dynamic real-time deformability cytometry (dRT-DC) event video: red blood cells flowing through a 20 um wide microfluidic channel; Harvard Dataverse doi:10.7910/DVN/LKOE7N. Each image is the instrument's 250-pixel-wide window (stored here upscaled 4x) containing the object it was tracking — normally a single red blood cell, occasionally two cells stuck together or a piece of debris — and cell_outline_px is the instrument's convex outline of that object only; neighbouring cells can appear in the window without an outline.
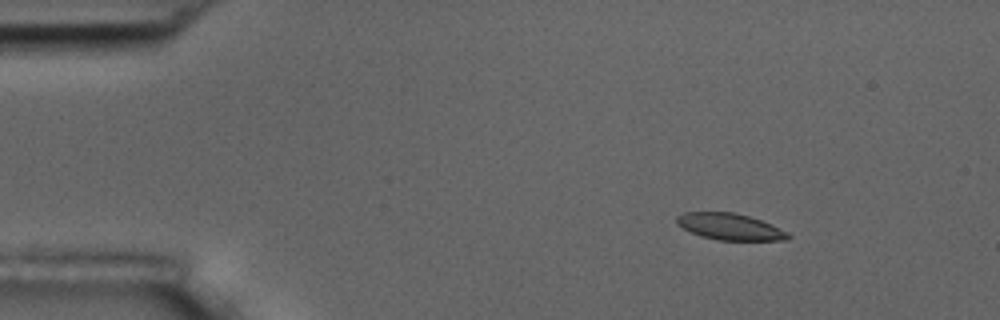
{"species": "common noctule bat (a hibernating species)", "species_latin": "Nyctalus noctula", "temperature_condition": "room temperature", "stored_images_in_passage": 9, "camera_frame_rate_fps": 3000, "um_per_image_px": 0.085, "animal": {"sex": "male", "body_mass_g": 17.5, "forearm_length_mm": 52.3}, "frame": {"image": 1, "passage_image": 2, "time_ms": 2.333, "image_size_px": [1000, 320], "cell_outline_px": [[792, 236], [788, 240], [716, 240], [700, 236], [676, 224], [676, 216], [684, 212], [732, 212], [748, 216], [760, 220], [788, 232]], "centroid_in_image_um": [62.02, 19.27], "position_along_channel_um": 23.0, "area_um2": 17.11}}
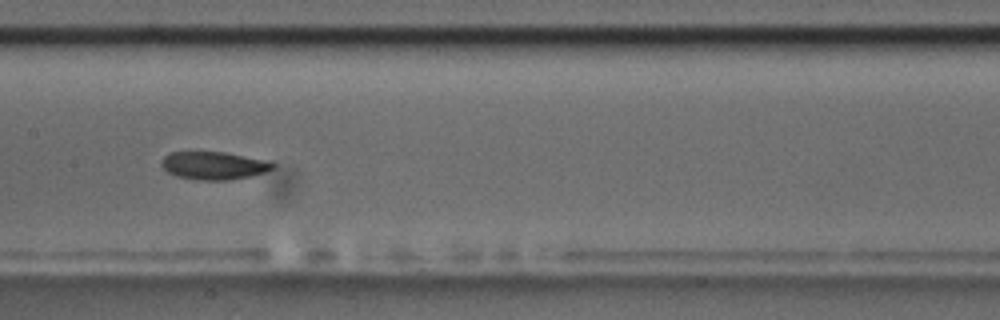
{"frame": {"image": 2, "passage_image": 8, "time_ms": 9.0, "image_size_px": [1000, 320], "cell_outline_px": [[276, 164], [272, 168], [264, 172], [252, 176], [228, 180], [200, 180], [176, 176], [168, 172], [160, 164], [160, 160], [164, 156], [172, 152], [224, 152], [268, 160]], "centroid_in_image_um": [18.17, 14.07], "position_along_channel_um": 189.2, "area_um2": 18.09}}
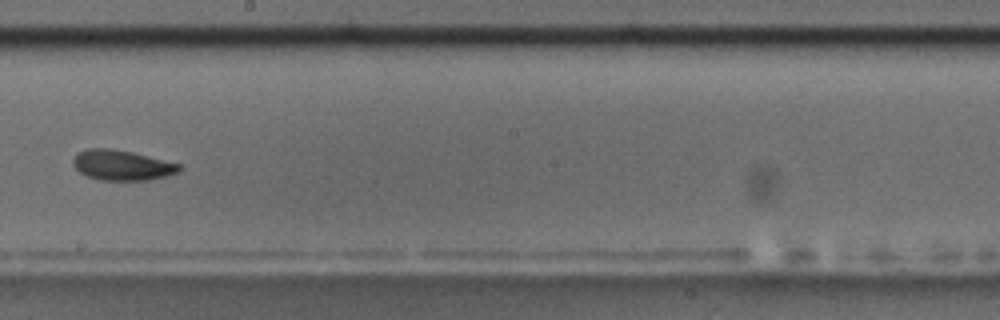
{"frame": {"image": 3, "passage_image": 9, "time_ms": 10.333, "image_size_px": [1000, 320], "cell_outline_px": [[184, 168], [180, 172], [168, 176], [148, 180], [100, 180], [88, 176], [80, 172], [72, 164], [72, 160], [76, 152], [88, 148], [112, 148], [132, 152], [180, 164]], "centroid_in_image_um": [10.38, 14.04], "position_along_channel_um": 237.8, "area_um2": 18.9}}